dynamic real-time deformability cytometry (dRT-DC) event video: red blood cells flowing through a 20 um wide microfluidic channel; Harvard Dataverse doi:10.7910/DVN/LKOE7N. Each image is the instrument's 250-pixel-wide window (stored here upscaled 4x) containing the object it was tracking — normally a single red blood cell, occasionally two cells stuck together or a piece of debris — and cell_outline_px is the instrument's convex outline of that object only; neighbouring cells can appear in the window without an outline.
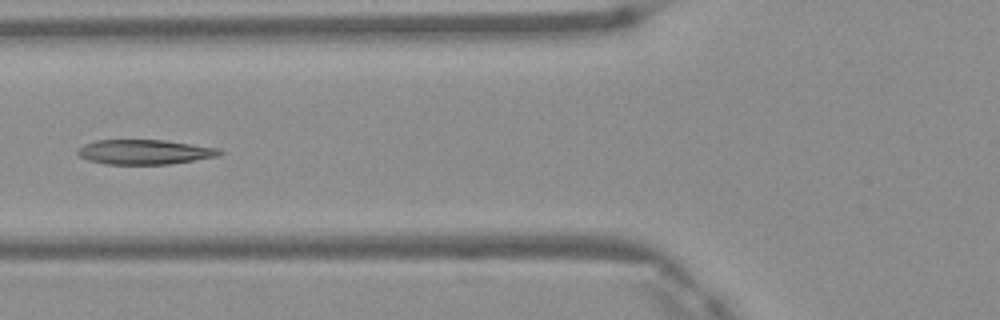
{"species": "Egyptian fruit bat (a non-hibernating species)", "species_latin": "Rousettus aegyptiacus", "temperature_condition": "warm", "stored_images_in_passage": 4, "camera_frame_rate_fps": 3000, "um_per_image_px": 0.085, "frame": {"image": 1, "passage_image": 4, "time_ms": 1.0, "image_size_px": [1000, 320], "cell_outline_px": [[224, 152], [216, 156], [168, 164], [104, 164], [88, 160], [80, 156], [76, 152], [84, 144], [96, 140], [164, 140], [220, 148]], "centroid_in_image_um": [12.27, 12.91], "position_along_channel_um": 113.5, "area_um2": 20.29}}